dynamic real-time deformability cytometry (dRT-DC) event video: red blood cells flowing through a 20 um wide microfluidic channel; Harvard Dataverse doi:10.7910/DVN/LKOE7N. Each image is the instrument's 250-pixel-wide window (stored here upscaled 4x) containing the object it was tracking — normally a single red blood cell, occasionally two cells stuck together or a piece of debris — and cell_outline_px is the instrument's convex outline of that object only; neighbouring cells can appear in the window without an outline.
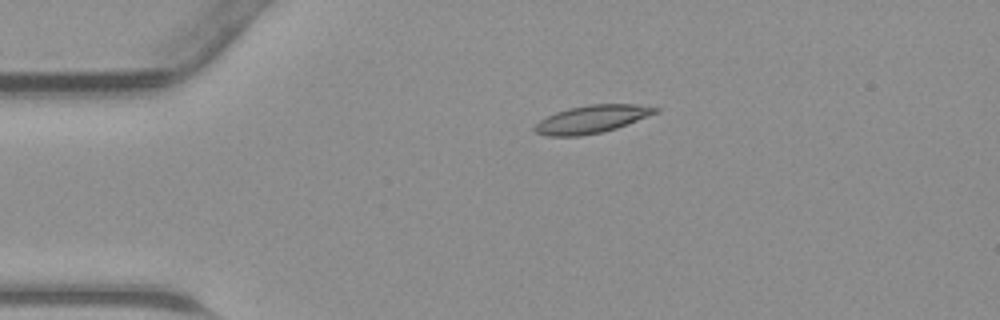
{"species": "common noctule bat (a hibernating species)", "species_latin": "Nyctalus noctula", "temperature_condition": "warm", "stored_images_in_passage": 37, "camera_frame_rate_fps": 3000, "um_per_image_px": 0.085, "animal": {"sex": "male", "body_mass_g": 23.1, "forearm_length_mm": 52.7}, "frame": {"image": 1, "passage_image": 1, "time_ms": 0.0, "image_size_px": [1000, 320], "cell_outline_px": [[660, 112], [616, 128], [600, 132], [580, 136], [548, 136], [536, 132], [532, 128], [540, 120], [556, 112], [568, 108], [588, 104], [636, 104], [660, 108]], "centroid_in_image_um": [50.32, 10.12], "position_along_channel_um": 34.7, "area_um2": 19.48}}
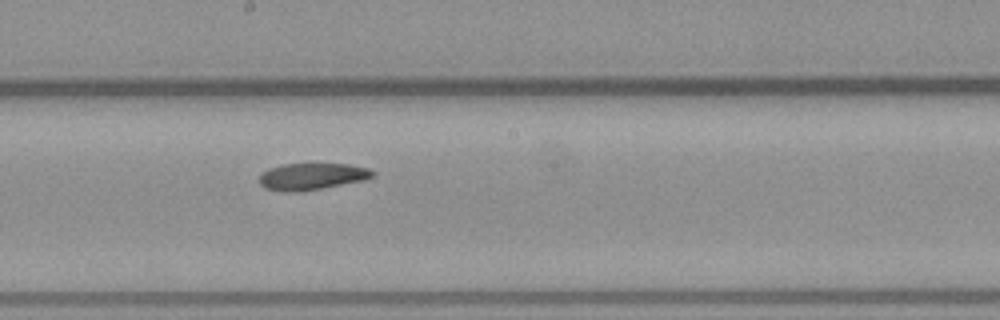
{"frame": {"image": 2, "passage_image": 16, "time_ms": 5.0, "image_size_px": [1000, 320], "cell_outline_px": [[376, 176], [364, 180], [320, 188], [296, 192], [284, 192], [264, 188], [260, 184], [260, 172], [268, 168], [284, 164], [348, 164], [368, 168], [376, 172]], "centroid_in_image_um": [26.5, 14.99], "position_along_channel_um": 221.7, "area_um2": 17.69}}
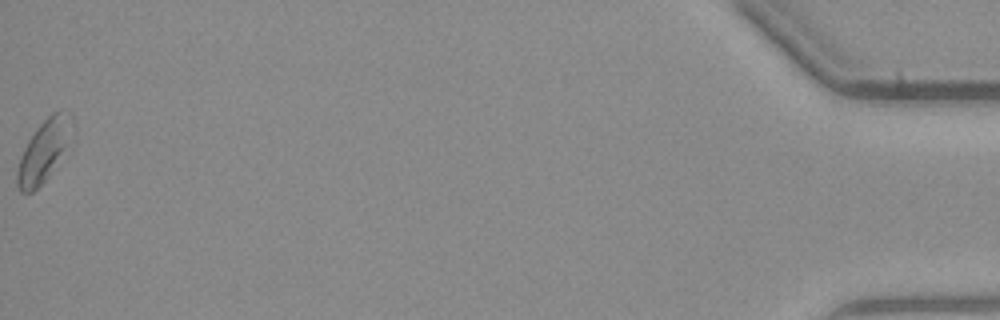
{"frame": {"image": 3, "passage_image": 37, "time_ms": 12.0, "image_size_px": [1000, 320], "cell_outline_px": [[72, 120], [64, 144], [48, 176], [32, 192], [20, 192], [16, 184], [16, 172], [20, 156], [28, 140], [36, 128], [52, 112], [68, 108], [72, 112]], "centroid_in_image_um": [3.63, 12.78], "position_along_channel_um": 431.6, "area_um2": 18.67}}